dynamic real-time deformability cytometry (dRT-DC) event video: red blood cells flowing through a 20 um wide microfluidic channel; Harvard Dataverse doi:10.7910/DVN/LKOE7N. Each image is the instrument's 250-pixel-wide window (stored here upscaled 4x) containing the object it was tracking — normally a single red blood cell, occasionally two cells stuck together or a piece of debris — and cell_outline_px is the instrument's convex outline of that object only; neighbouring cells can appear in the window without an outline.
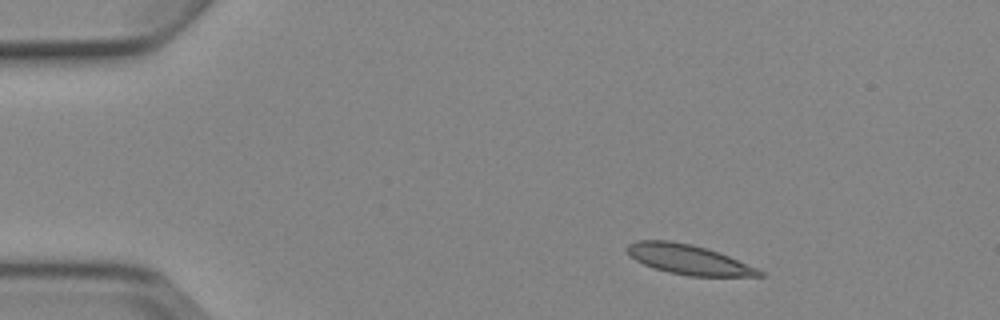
{"species": "Egyptian fruit bat (a non-hibernating species)", "species_latin": "Rousettus aegyptiacus", "temperature_condition": "cold", "stored_images_in_passage": 4, "camera_frame_rate_fps": 3000, "um_per_image_px": 0.085, "animal": {"sex": "female"}, "frame": {"image": 1, "passage_image": 2, "time_ms": 1.0, "image_size_px": [1000, 320], "cell_outline_px": [[764, 276], [688, 276], [668, 272], [644, 264], [628, 256], [624, 248], [628, 244], [636, 240], [668, 240], [692, 244], [728, 256], [756, 268], [764, 272]], "centroid_in_image_um": [58.45, 22.05], "position_along_channel_um": 26.6, "area_um2": 22.77}}
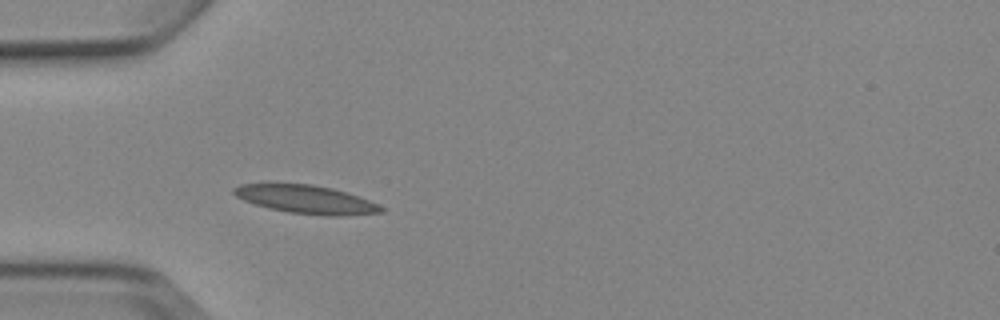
{"frame": {"image": 2, "passage_image": 4, "time_ms": 3.667, "image_size_px": [1000, 320], "cell_outline_px": [[384, 212], [340, 216], [324, 216], [288, 212], [268, 208], [244, 200], [236, 196], [232, 192], [232, 188], [240, 184], [312, 184], [332, 188], [368, 200], [384, 208]], "centroid_in_image_um": [25.99, 16.96], "position_along_channel_um": 59.0, "area_um2": 24.04}}